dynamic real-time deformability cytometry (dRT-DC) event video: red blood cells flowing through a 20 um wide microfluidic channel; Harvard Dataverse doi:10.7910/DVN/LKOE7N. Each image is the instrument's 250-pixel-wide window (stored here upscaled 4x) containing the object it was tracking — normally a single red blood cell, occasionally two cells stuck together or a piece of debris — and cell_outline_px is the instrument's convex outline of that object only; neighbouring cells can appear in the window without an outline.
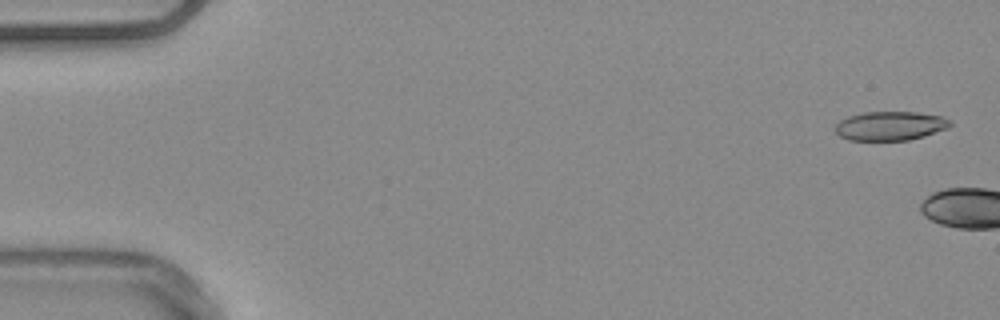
{"species": "common noctule bat (a hibernating species)", "species_latin": "Nyctalus noctula", "temperature_condition": "warm", "stored_images_in_passage": 6, "camera_frame_rate_fps": 3000, "um_per_image_px": 0.085, "animal": {"sex": "male", "body_mass_g": 20.4}, "frame": {"image": 1, "passage_image": 2, "time_ms": 0.333, "image_size_px": [1000, 320], "cell_outline_px": [[952, 124], [948, 128], [924, 136], [908, 140], [848, 140], [840, 136], [836, 132], [836, 124], [840, 120], [848, 116], [864, 112], [916, 112], [940, 116], [948, 120]], "centroid_in_image_um": [75.65, 10.7], "position_along_channel_um": 9.4, "area_um2": 19.31}}